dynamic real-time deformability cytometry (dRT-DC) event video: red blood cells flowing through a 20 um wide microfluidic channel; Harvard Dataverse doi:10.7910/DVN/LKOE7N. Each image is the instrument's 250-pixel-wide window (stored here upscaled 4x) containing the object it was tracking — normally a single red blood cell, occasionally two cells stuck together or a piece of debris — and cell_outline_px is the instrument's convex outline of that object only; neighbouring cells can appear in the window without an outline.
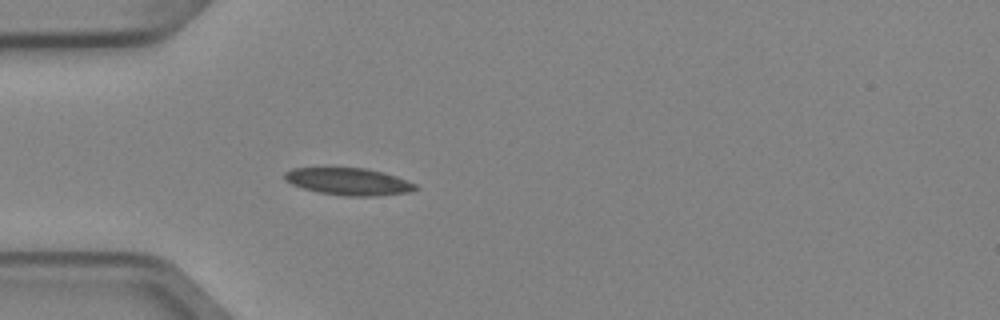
{"species": "Egyptian fruit bat (a non-hibernating species)", "species_latin": "Rousettus aegyptiacus", "temperature_condition": "cold", "stored_images_in_passage": 3, "camera_frame_rate_fps": 3000, "um_per_image_px": 0.085, "animal": {"sex": "female"}, "frame": {"image": 1, "passage_image": 3, "time_ms": 0.667, "image_size_px": [1000, 320], "cell_outline_px": [[420, 188], [408, 192], [376, 196], [348, 196], [320, 192], [304, 188], [292, 184], [284, 180], [284, 172], [292, 168], [364, 168], [384, 172], [396, 176], [416, 184]], "centroid_in_image_um": [29.64, 15.43], "position_along_channel_um": 55.4, "area_um2": 20.58}}